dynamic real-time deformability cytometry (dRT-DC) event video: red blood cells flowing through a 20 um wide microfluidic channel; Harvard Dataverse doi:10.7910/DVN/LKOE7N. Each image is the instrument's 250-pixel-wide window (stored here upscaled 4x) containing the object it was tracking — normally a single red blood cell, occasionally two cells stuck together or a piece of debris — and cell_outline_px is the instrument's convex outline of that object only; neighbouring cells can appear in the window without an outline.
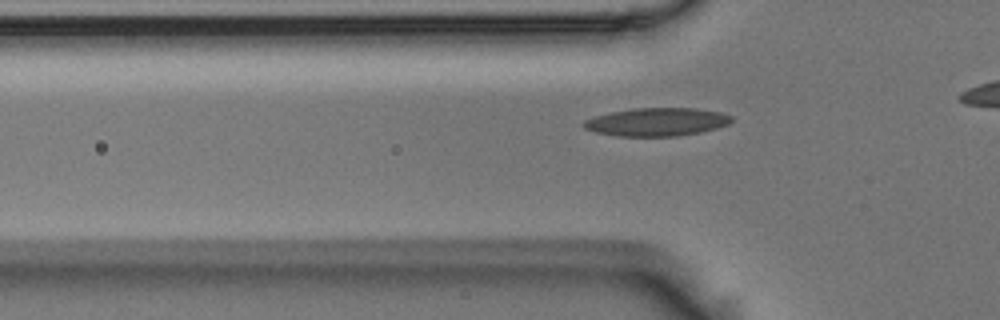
{"species": "Egyptian fruit bat (a non-hibernating species)", "species_latin": "Rousettus aegyptiacus", "temperature_condition": "room temperature", "stored_images_in_passage": 39, "camera_frame_rate_fps": 3000, "um_per_image_px": 0.085, "animal": {"sex": "male"}, "frame": {"image": 1, "passage_image": 12, "time_ms": 3.667, "image_size_px": [1000, 320], "cell_outline_px": [[732, 120], [728, 124], [716, 128], [700, 132], [680, 136], [616, 136], [596, 132], [584, 128], [580, 124], [584, 120], [596, 116], [612, 112], [632, 108], [696, 108], [720, 112], [732, 116]], "centroid_in_image_um": [55.81, 10.36], "position_along_channel_um": 70.0, "area_um2": 24.28}}
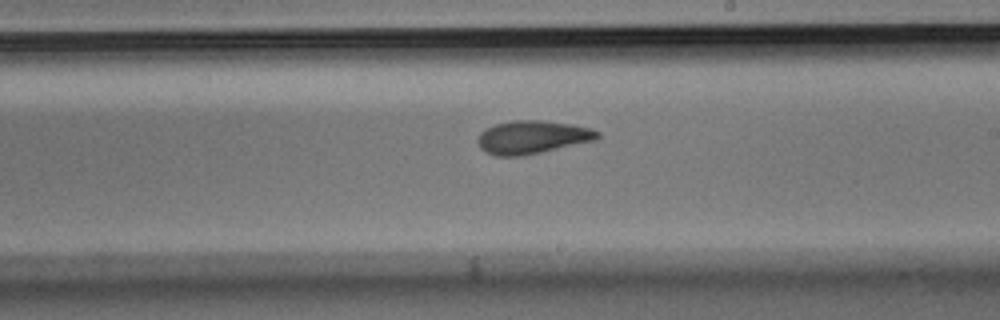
{"frame": {"image": 2, "passage_image": 26, "time_ms": 8.333, "image_size_px": [1000, 320], "cell_outline_px": [[600, 136], [596, 140], [540, 152], [520, 156], [496, 156], [480, 148], [476, 140], [480, 132], [496, 124], [512, 120], [544, 120], [572, 124], [592, 128], [600, 132]], "centroid_in_image_um": [45.26, 11.65], "position_along_channel_um": 243.7, "area_um2": 23.12}}
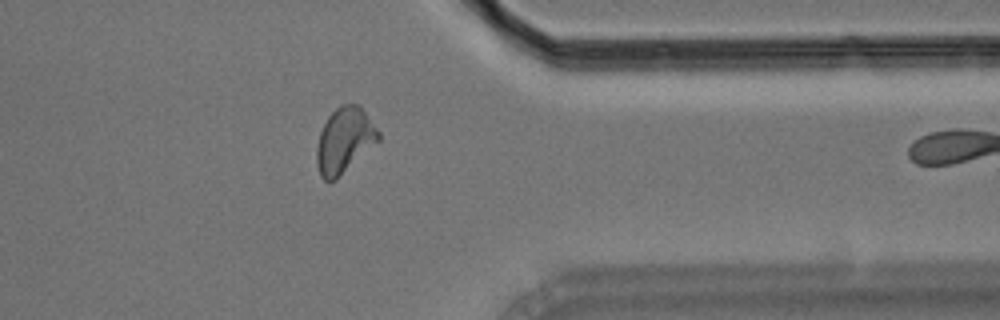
{"frame": {"image": 3, "passage_image": 38, "time_ms": 12.333, "image_size_px": [1000, 320], "cell_outline_px": [[380, 140], [336, 180], [324, 180], [320, 176], [316, 164], [316, 148], [320, 132], [328, 116], [340, 104], [360, 104], [380, 132]], "centroid_in_image_um": [29.28, 11.93], "position_along_channel_um": 382.1, "area_um2": 23.7}}